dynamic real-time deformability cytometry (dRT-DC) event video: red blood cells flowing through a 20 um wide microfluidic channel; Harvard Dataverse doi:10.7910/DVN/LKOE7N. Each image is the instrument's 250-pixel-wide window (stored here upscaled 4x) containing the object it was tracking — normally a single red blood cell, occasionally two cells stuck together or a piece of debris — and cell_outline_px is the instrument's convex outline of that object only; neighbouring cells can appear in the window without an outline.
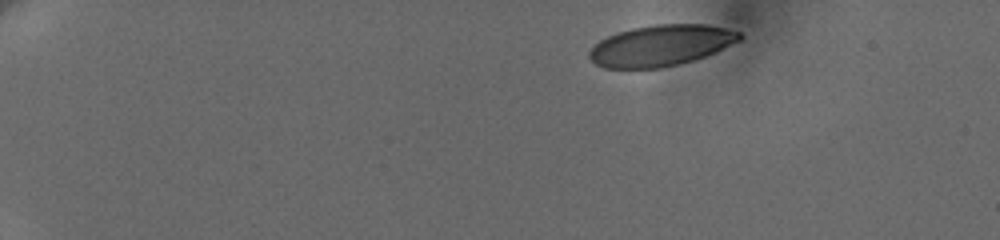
{"species": "human", "species_latin": "Homo sapiens", "temperature_condition": "cold", "stored_images_in_passage": 45, "camera_frame_rate_fps": 3000, "um_per_image_px": 0.085, "donor": {"sex": "female"}, "frame": {"image": 1, "passage_image": 1, "time_ms": 0.0, "image_size_px": [1000, 240], "cell_outline_px": [[744, 36], [740, 40], [716, 52], [692, 60], [660, 68], [604, 68], [596, 64], [588, 56], [588, 52], [600, 40], [616, 32], [632, 28], [656, 24], [708, 24], [740, 32]], "centroid_in_image_um": [56.18, 3.86], "position_along_channel_um": 28.8, "area_um2": 35.78}}
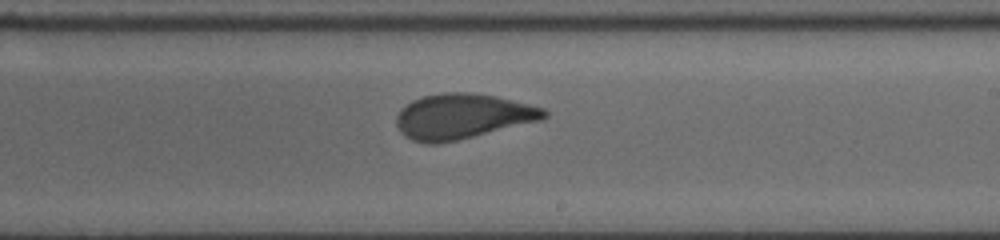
{"frame": {"image": 2, "passage_image": 27, "time_ms": 9.333, "image_size_px": [1000, 240], "cell_outline_px": [[548, 116], [544, 120], [456, 140], [436, 144], [428, 144], [412, 140], [404, 136], [400, 132], [396, 124], [396, 116], [400, 108], [412, 100], [424, 96], [440, 92], [468, 92], [496, 96], [544, 108], [548, 112]], "centroid_in_image_um": [39.3, 9.89], "position_along_channel_um": 249.7, "area_um2": 39.07}}
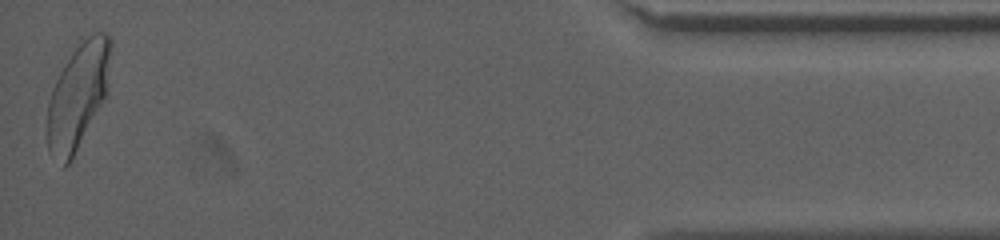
{"frame": {"image": 3, "passage_image": 45, "time_ms": 16.0, "image_size_px": [1000, 240], "cell_outline_px": [[112, 44], [108, 92], [104, 100], [68, 164], [64, 168], [48, 152], [48, 104], [52, 88], [60, 72], [72, 52], [88, 36], [96, 32], [108, 32], [112, 40]], "centroid_in_image_um": [6.66, 8.11], "position_along_channel_um": 428.5, "area_um2": 38.73}, "authors_computed_cell_mechanics": {"area_um2": 38.9572, "velocity_mm_per_s": 3.6403, "shape_relaxation_time_tau1_ms": 4.1056, "shape_relaxation_time_tau2_ms": 0.6097, "deformation_change_tau1": 0.1572, "deformation_change_tau2": 0.0628}}